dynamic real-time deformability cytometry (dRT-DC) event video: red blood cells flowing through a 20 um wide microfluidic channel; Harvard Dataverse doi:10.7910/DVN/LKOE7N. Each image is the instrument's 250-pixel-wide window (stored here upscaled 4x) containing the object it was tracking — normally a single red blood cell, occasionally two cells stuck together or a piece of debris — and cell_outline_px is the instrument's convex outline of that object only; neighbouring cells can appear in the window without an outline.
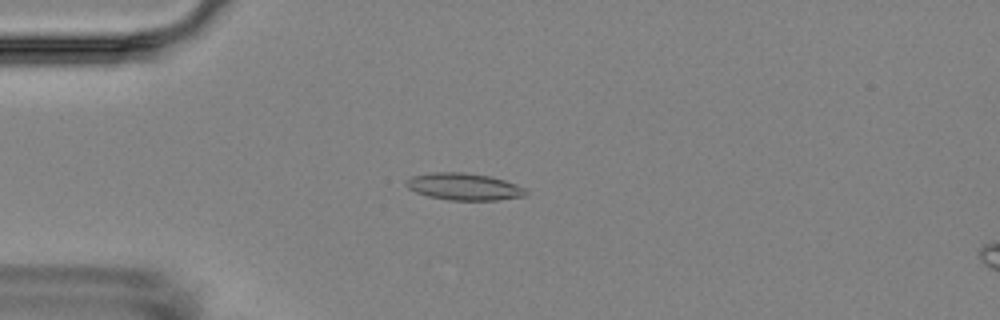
{"species": "Egyptian fruit bat (a non-hibernating species)", "species_latin": "Rousettus aegyptiacus", "temperature_condition": "room temperature", "stored_images_in_passage": 17, "camera_frame_rate_fps": 3000, "um_per_image_px": 0.085, "animal": {"sex": "female"}, "frame": {"image": 1, "passage_image": 5, "time_ms": 4.333, "image_size_px": [1000, 320], "cell_outline_px": [[528, 192], [524, 196], [496, 200], [448, 200], [428, 196], [416, 192], [408, 188], [404, 184], [404, 180], [412, 176], [432, 172], [464, 172], [492, 176], [516, 184], [524, 188]], "centroid_in_image_um": [39.41, 15.85], "position_along_channel_um": 45.6, "area_um2": 18.96}}
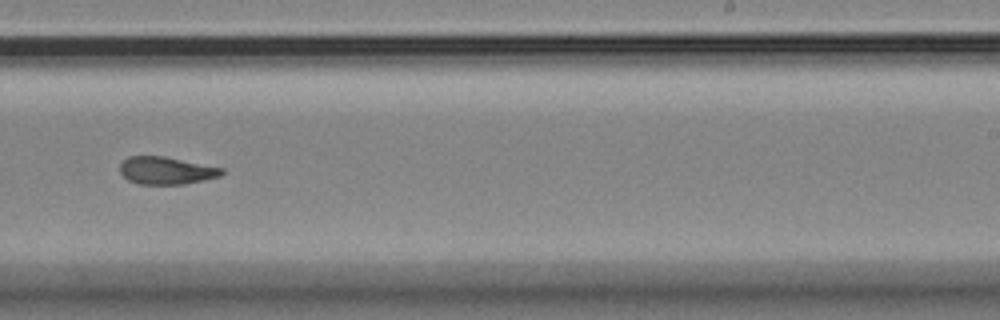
{"frame": {"image": 2, "passage_image": 11, "time_ms": 11.333, "image_size_px": [1000, 320], "cell_outline_px": [[224, 172], [220, 176], [204, 180], [184, 184], [140, 184], [128, 180], [120, 172], [120, 164], [128, 156], [164, 156], [224, 168]], "centroid_in_image_um": [14.14, 14.49], "position_along_channel_um": 274.9, "area_um2": 16.3}}
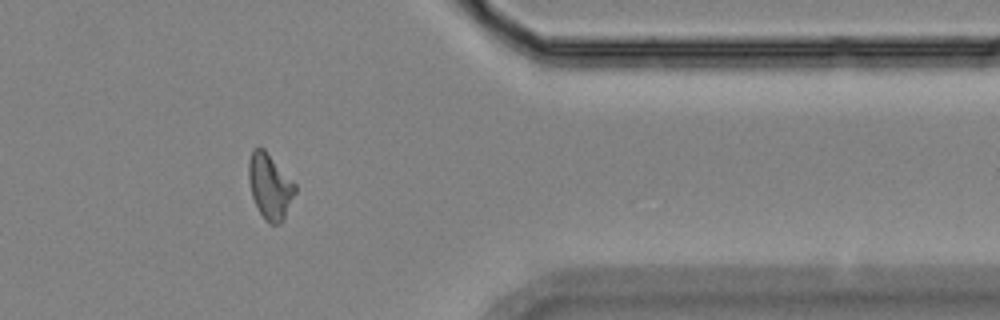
{"frame": {"image": 3, "passage_image": 14, "time_ms": 15.0, "image_size_px": [1000, 320], "cell_outline_px": [[296, 192], [280, 224], [268, 224], [264, 220], [252, 196], [248, 176], [248, 164], [252, 148], [264, 148], [296, 184]], "centroid_in_image_um": [22.93, 15.83], "position_along_channel_um": 388.5, "area_um2": 17.57}, "authors_computed_cell_mechanics": {"area_um2": 17.5134, "velocity_mm_per_s": 3.5381, "shape_relaxation_time_tau1_ms": null, "shape_relaxation_time_tau2_ms": 5.3276, "deformation_change_tau1": null, "deformation_change_tau2": 0.1196}}